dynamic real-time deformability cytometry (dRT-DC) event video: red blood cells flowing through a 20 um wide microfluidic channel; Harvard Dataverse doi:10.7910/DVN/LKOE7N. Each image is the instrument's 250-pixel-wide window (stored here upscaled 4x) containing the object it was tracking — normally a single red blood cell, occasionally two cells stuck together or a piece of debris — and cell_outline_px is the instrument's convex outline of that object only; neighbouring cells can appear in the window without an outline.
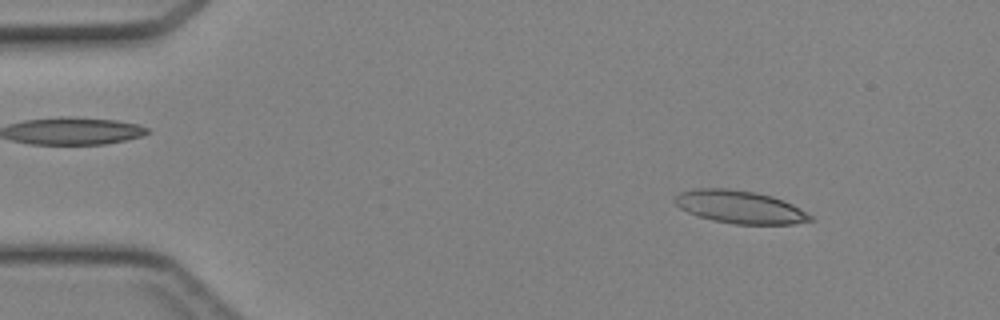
{"species": "Egyptian fruit bat (a non-hibernating species)", "species_latin": "Rousettus aegyptiacus", "temperature_condition": "cold", "stored_images_in_passage": 44, "camera_frame_rate_fps": 3000, "um_per_image_px": 0.085, "animal": {"sex": "female"}, "frame": {"image": 1, "passage_image": 5, "time_ms": 1.333, "image_size_px": [1000, 320], "cell_outline_px": [[816, 220], [792, 224], [736, 224], [712, 220], [688, 212], [680, 208], [676, 204], [676, 196], [680, 192], [696, 188], [728, 188], [756, 192], [772, 196], [784, 200], [792, 204], [812, 216]], "centroid_in_image_um": [62.92, 17.59], "position_along_channel_um": 22.1, "area_um2": 25.78}}
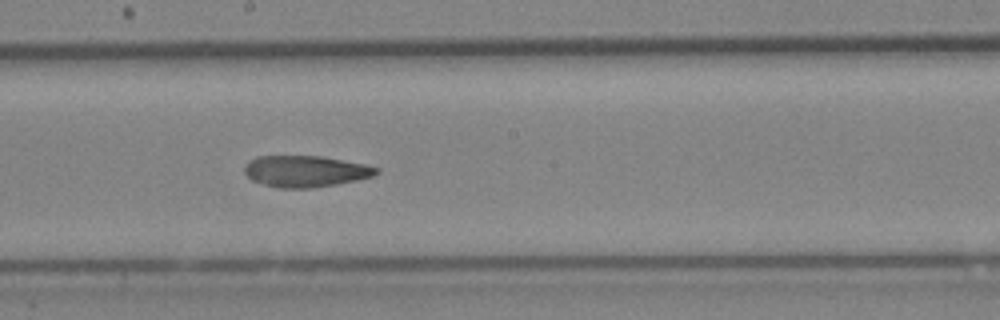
{"frame": {"image": 2, "passage_image": 24, "time_ms": 7.667, "image_size_px": [1000, 320], "cell_outline_px": [[380, 172], [372, 176], [356, 180], [336, 184], [312, 188], [280, 188], [264, 184], [252, 180], [244, 172], [244, 164], [256, 156], [320, 156], [364, 164], [380, 168]], "centroid_in_image_um": [25.95, 14.55], "position_along_channel_um": 222.2, "area_um2": 24.04}}
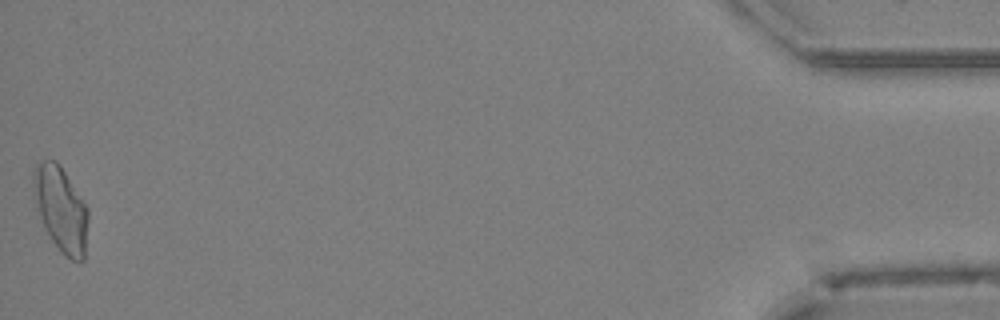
{"frame": {"image": 3, "passage_image": 44, "time_ms": 14.333, "image_size_px": [1000, 320], "cell_outline_px": [[88, 220], [84, 260], [72, 260], [64, 256], [60, 252], [44, 228], [40, 216], [36, 200], [32, 176], [36, 164], [44, 160], [56, 160], [60, 164], [88, 208]], "centroid_in_image_um": [5.19, 17.78], "position_along_channel_um": 430.0, "area_um2": 26.88}}